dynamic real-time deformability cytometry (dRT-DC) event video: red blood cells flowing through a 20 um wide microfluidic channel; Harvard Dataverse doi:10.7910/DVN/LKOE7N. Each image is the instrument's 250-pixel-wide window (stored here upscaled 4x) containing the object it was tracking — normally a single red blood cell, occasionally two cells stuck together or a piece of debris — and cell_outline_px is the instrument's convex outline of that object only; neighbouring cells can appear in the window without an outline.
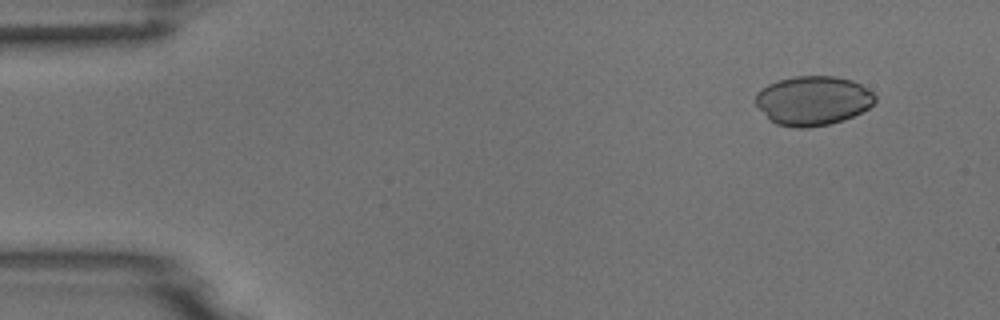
{"species": "common noctule bat (a hibernating species)", "species_latin": "Nyctalus noctula", "temperature_condition": "room temperature", "stored_images_in_passage": 5, "camera_frame_rate_fps": 3000, "um_per_image_px": 0.085, "animal": {"sex": "male", "body_mass_g": 18.8}, "frame": {"image": 1, "passage_image": 2, "time_ms": 0.333, "image_size_px": [1000, 320], "cell_outline_px": [[876, 100], [868, 108], [844, 120], [828, 124], [808, 128], [792, 128], [776, 124], [768, 120], [756, 104], [756, 92], [760, 88], [776, 80], [796, 76], [836, 76], [852, 80], [860, 84], [872, 92], [876, 96]], "centroid_in_image_um": [69.06, 8.55], "position_along_channel_um": 15.9, "area_um2": 34.56}}